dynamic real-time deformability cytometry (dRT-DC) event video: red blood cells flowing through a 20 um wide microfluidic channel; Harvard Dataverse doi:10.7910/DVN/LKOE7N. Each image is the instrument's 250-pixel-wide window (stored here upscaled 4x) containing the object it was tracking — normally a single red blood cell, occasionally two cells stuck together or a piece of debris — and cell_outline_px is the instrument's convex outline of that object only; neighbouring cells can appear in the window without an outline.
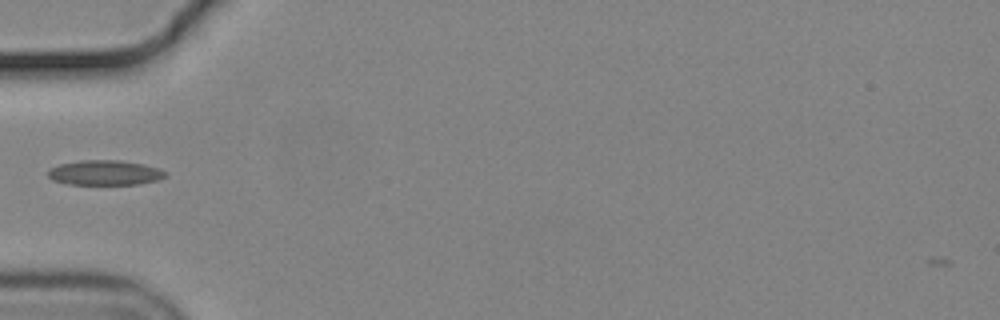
{"species": "common noctule bat (a hibernating species)", "species_latin": "Nyctalus noctula", "temperature_condition": "cold", "stored_images_in_passage": 33, "camera_frame_rate_fps": 3000, "um_per_image_px": 0.085, "animal": {"sex": "male", "body_mass_g": 19.2, "forearm_length_mm": 51.8}, "frame": {"image": 1, "passage_image": 1, "time_ms": 0.0, "image_size_px": [1000, 320], "cell_outline_px": [[168, 176], [156, 180], [140, 184], [68, 184], [52, 180], [48, 176], [48, 168], [60, 164], [80, 160], [120, 160], [144, 164], [168, 172]], "centroid_in_image_um": [8.91, 14.67], "position_along_channel_um": 76.1, "area_um2": 17.11}}
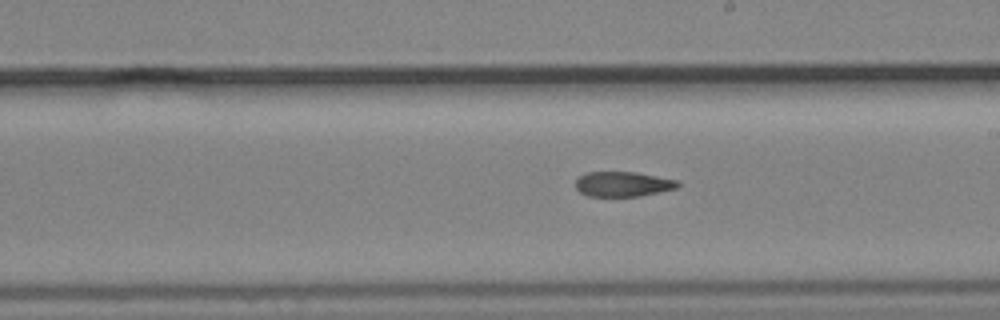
{"frame": {"image": 2, "passage_image": 14, "time_ms": 4.333, "image_size_px": [1000, 320], "cell_outline_px": [[680, 184], [676, 188], [660, 192], [640, 196], [588, 196], [580, 192], [576, 188], [576, 180], [580, 176], [588, 172], [636, 172], [680, 180]], "centroid_in_image_um": [52.98, 15.64], "position_along_channel_um": 236.0, "area_um2": 14.91}}
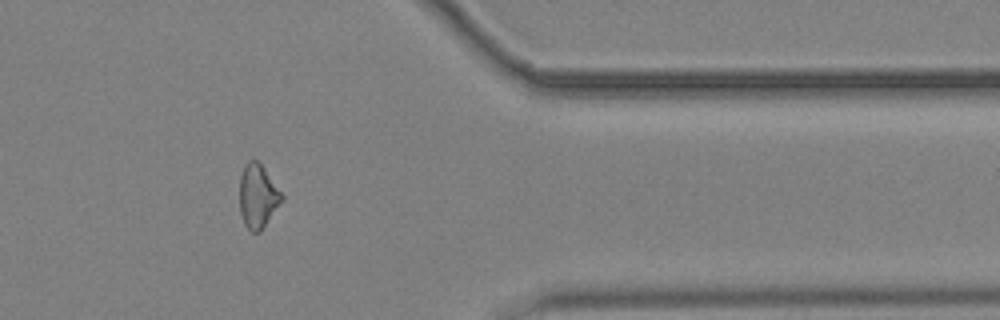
{"frame": {"image": 3, "passage_image": 28, "time_ms": 9.0, "image_size_px": [1000, 320], "cell_outline_px": [[284, 200], [260, 232], [252, 232], [244, 224], [240, 212], [240, 176], [248, 160], [256, 160], [264, 168], [284, 196]], "centroid_in_image_um": [21.93, 16.7], "position_along_channel_um": 389.5, "area_um2": 15.61}}